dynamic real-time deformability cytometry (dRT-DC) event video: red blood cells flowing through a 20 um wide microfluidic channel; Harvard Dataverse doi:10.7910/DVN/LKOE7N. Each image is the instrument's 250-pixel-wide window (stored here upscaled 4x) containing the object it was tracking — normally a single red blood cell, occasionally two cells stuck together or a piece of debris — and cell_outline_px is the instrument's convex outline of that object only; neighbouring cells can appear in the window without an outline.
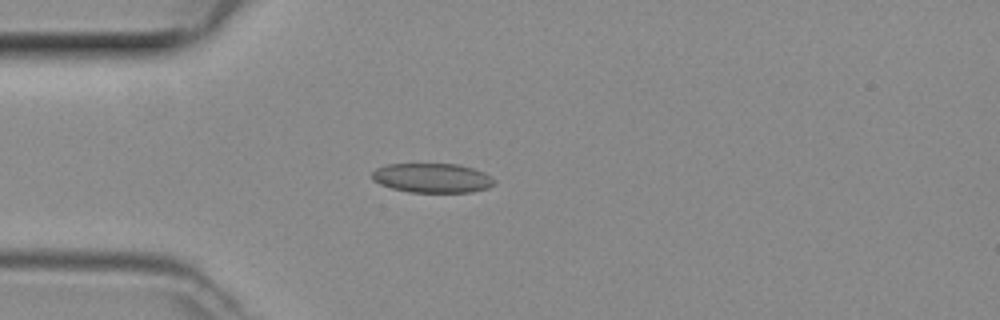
{"species": "common noctule bat (a hibernating species)", "species_latin": "Nyctalus noctula", "temperature_condition": "room temperature", "stored_images_in_passage": 36, "camera_frame_rate_fps": 3000, "um_per_image_px": 0.085, "animal": {"sex": "female", "body_mass_g": 29.2, "forearm_length_mm": 56.3}, "frame": {"image": 1, "passage_image": 1, "time_ms": 0.0, "image_size_px": [1000, 320], "cell_outline_px": [[496, 184], [488, 188], [472, 192], [408, 192], [392, 188], [380, 184], [372, 180], [372, 172], [376, 168], [388, 164], [460, 164], [484, 172], [496, 180]], "centroid_in_image_um": [36.76, 15.13], "position_along_channel_um": 48.2, "area_um2": 21.1}}
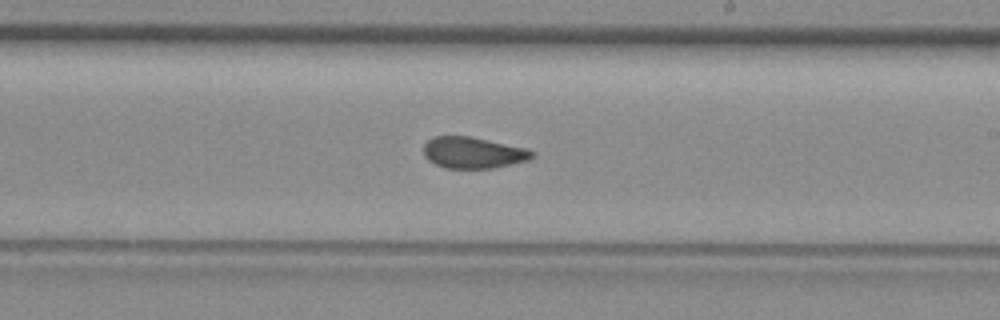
{"frame": {"image": 2, "passage_image": 16, "time_ms": 5.0, "image_size_px": [1000, 320], "cell_outline_px": [[536, 156], [528, 160], [492, 168], [444, 168], [428, 160], [424, 156], [424, 144], [432, 136], [472, 136], [524, 148], [536, 152]], "centroid_in_image_um": [40.2, 12.97], "position_along_channel_um": 248.8, "area_um2": 19.83}}
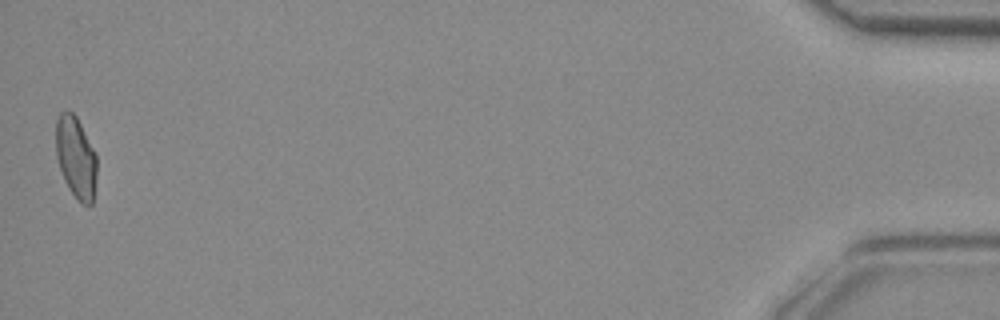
{"frame": {"image": 3, "passage_image": 36, "time_ms": 11.667, "image_size_px": [1000, 320], "cell_outline_px": [[96, 176], [92, 204], [80, 204], [68, 188], [64, 180], [56, 156], [56, 120], [60, 112], [72, 112], [76, 116], [96, 156]], "centroid_in_image_um": [6.43, 13.41], "position_along_channel_um": 428.8, "area_um2": 19.19}}